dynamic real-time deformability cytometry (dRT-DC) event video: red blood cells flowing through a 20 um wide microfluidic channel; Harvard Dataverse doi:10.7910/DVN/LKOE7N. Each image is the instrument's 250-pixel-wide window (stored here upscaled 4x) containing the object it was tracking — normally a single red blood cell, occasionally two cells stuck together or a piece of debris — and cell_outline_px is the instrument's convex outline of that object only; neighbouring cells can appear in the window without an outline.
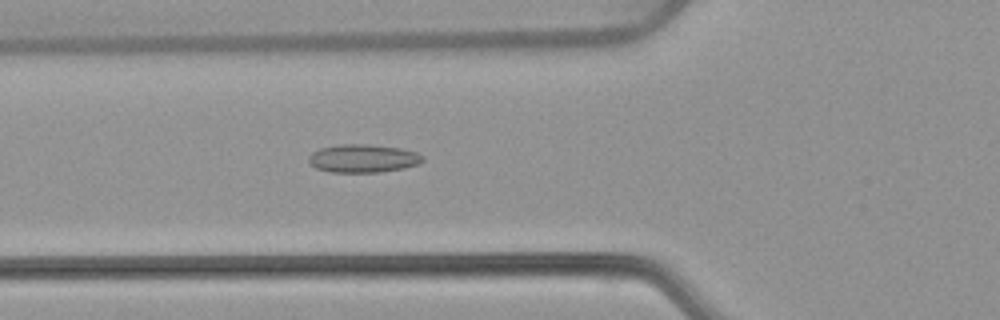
{"species": "common noctule bat (a hibernating species)", "species_latin": "Nyctalus noctula", "temperature_condition": "warm", "stored_images_in_passage": 43, "camera_frame_rate_fps": 3000, "um_per_image_px": 0.085, "animal": {"sex": "female", "body_mass_g": 22.7, "forearm_length_mm": 54.2}, "frame": {"image": 1, "passage_image": 9, "time_ms": 2.667, "image_size_px": [1000, 320], "cell_outline_px": [[424, 160], [420, 164], [404, 168], [380, 172], [332, 172], [316, 168], [308, 160], [308, 156], [312, 152], [320, 148], [340, 144], [368, 144], [400, 148], [416, 152], [424, 156]], "centroid_in_image_um": [30.88, 13.46], "position_along_channel_um": 94.9, "area_um2": 18.79}}
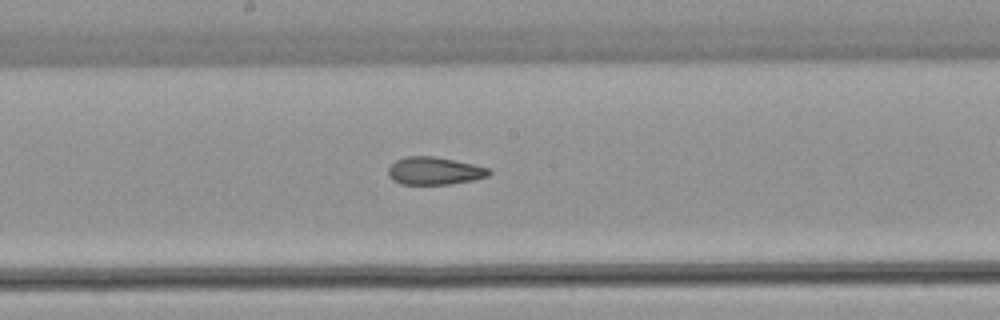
{"frame": {"image": 2, "passage_image": 18, "time_ms": 5.667, "image_size_px": [1000, 320], "cell_outline_px": [[492, 172], [488, 176], [476, 180], [448, 184], [400, 184], [392, 180], [388, 176], [388, 168], [396, 160], [404, 156], [432, 156], [472, 164], [488, 168]], "centroid_in_image_um": [36.9, 14.53], "position_along_channel_um": 211.3, "area_um2": 16.24}}
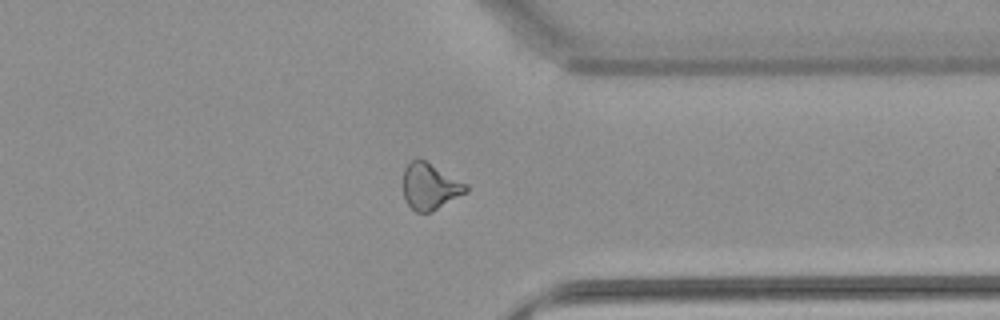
{"frame": {"image": 3, "passage_image": 31, "time_ms": 10.0, "image_size_px": [1000, 320], "cell_outline_px": [[468, 192], [432, 212], [416, 212], [404, 200], [404, 168], [412, 160], [420, 156], [468, 184]], "centroid_in_image_um": [36.57, 15.82], "position_along_channel_um": 374.8, "area_um2": 17.34}, "authors_computed_cell_mechanics": {"area_um2": 17.051, "velocity_mm_per_s": 3.8608, "shape_relaxation_time_tau1_ms": null, "shape_relaxation_time_tau2_ms": 2.4818, "deformation_change_tau1": null, "deformation_change_tau2": 0.0924}}